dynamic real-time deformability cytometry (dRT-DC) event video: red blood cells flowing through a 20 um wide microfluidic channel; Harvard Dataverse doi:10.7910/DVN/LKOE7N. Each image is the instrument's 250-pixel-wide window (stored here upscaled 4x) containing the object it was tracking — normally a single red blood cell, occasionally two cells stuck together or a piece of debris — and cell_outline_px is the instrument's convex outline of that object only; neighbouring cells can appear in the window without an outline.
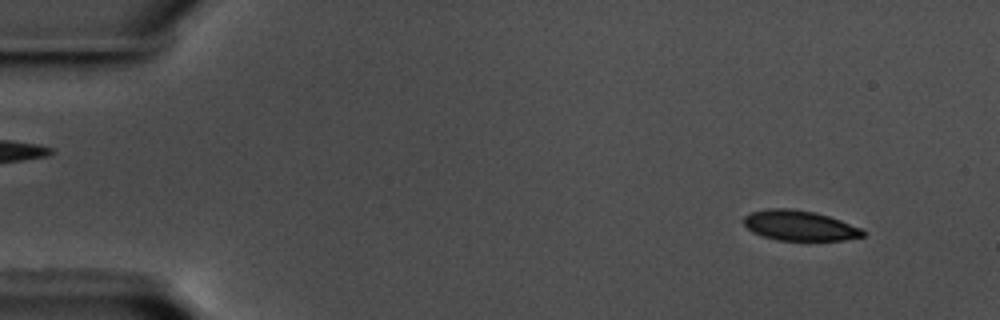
{"species": "common noctule bat (a hibernating species)", "species_latin": "Nyctalus noctula", "temperature_condition": "warm", "stored_images_in_passage": 57, "camera_frame_rate_fps": 3000, "um_per_image_px": 0.085, "animal": {"sex": "male", "body_mass_g": 17.5, "forearm_length_mm": 52.3}, "frame": {"image": 1, "passage_image": 5, "time_ms": 1.333, "image_size_px": [1000, 320], "cell_outline_px": [[864, 236], [844, 240], [776, 240], [752, 232], [744, 224], [744, 216], [752, 212], [768, 208], [792, 208], [812, 212], [828, 216], [840, 220], [860, 228], [864, 232]], "centroid_in_image_um": [67.93, 19.17], "position_along_channel_um": 17.1, "area_um2": 20.69}}
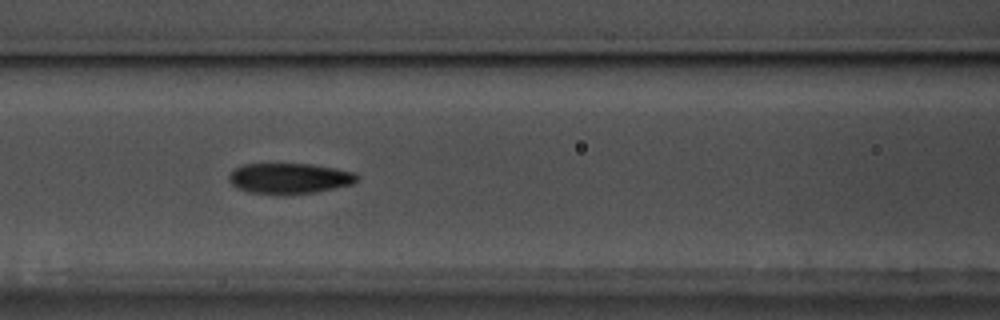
{"frame": {"image": 2, "passage_image": 25, "time_ms": 8.0, "image_size_px": [1000, 320], "cell_outline_px": [[360, 180], [352, 184], [316, 192], [248, 192], [236, 188], [228, 180], [228, 176], [236, 168], [244, 164], [308, 164], [336, 168], [356, 172], [360, 176]], "centroid_in_image_um": [24.65, 15.13], "position_along_channel_um": 141.9, "area_um2": 22.31}}
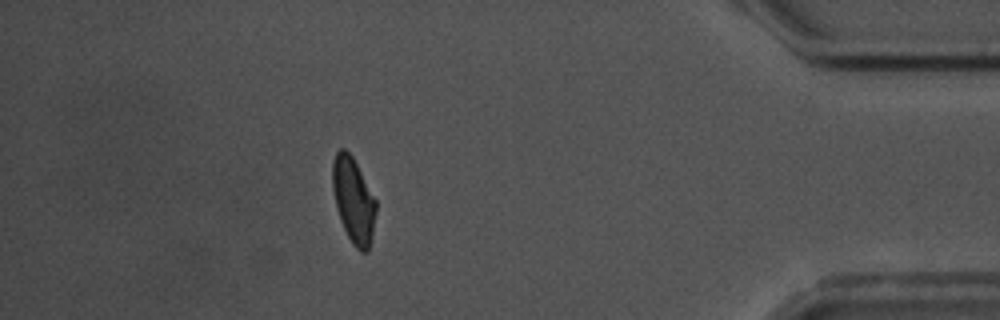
{"frame": {"image": 3, "passage_image": 51, "time_ms": 16.667, "image_size_px": [1000, 320], "cell_outline_px": [[376, 212], [372, 236], [368, 252], [360, 252], [352, 244], [340, 220], [336, 208], [332, 188], [332, 160], [336, 152], [340, 148], [344, 148], [352, 156], [376, 200]], "centroid_in_image_um": [30.03, 17.02], "position_along_channel_um": 405.2, "area_um2": 21.68}, "authors_computed_cell_mechanics": {"area_um2": 22.4264, "velocity_mm_per_s": 3.5534, "shape_relaxation_time_tau1_ms": 4.1112, "shape_relaxation_time_tau2_ms": 2.2375, "deformation_change_tau1": 0.1363, "deformation_change_tau2": 0.0744}}